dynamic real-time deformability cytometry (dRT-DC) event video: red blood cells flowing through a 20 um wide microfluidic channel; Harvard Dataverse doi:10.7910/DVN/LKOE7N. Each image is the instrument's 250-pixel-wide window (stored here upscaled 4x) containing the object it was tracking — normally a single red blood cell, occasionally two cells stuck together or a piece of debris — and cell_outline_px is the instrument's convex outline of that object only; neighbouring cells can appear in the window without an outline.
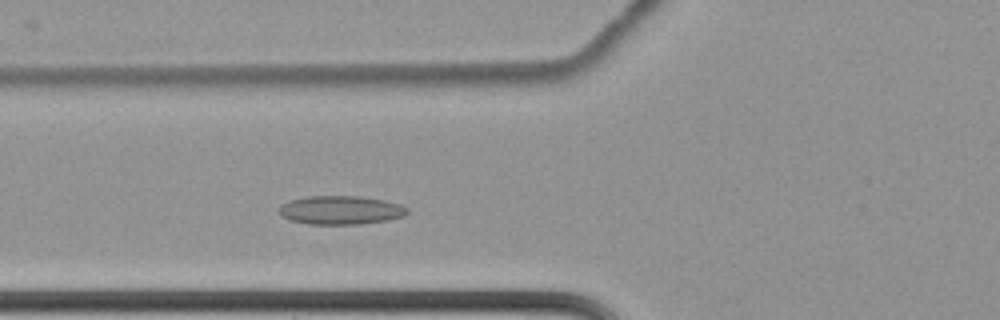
{"species": "common noctule bat (a hibernating species)", "species_latin": "Nyctalus noctula", "temperature_condition": "cold", "stored_images_in_passage": 4, "camera_frame_rate_fps": 3000, "um_per_image_px": 0.085, "animal": {"sex": "female", "body_mass_g": 22.7, "forearm_length_mm": 54.2}, "frame": {"image": 1, "passage_image": 4, "time_ms": 1.0, "image_size_px": [1000, 320], "cell_outline_px": [[408, 212], [404, 216], [388, 220], [360, 224], [308, 224], [292, 220], [280, 216], [280, 208], [284, 204], [292, 200], [304, 196], [356, 196], [384, 200], [400, 204], [408, 208]], "centroid_in_image_um": [28.99, 17.86], "position_along_channel_um": 96.8, "area_um2": 21.27}}